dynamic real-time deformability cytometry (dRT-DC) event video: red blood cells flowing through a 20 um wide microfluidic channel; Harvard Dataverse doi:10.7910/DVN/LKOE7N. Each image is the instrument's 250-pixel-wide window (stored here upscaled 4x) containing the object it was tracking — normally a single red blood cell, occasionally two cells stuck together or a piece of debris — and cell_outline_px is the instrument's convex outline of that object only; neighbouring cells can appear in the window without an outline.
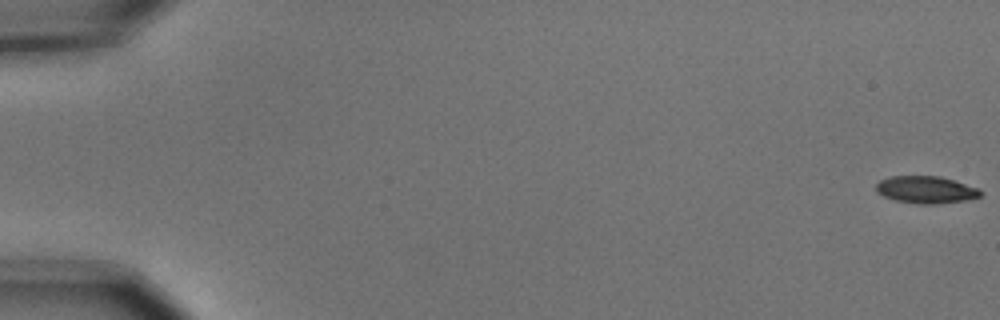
{"species": "common noctule bat (a hibernating species)", "species_latin": "Nyctalus noctula", "temperature_condition": "cold", "stored_images_in_passage": 5, "camera_frame_rate_fps": 3000, "um_per_image_px": 0.085, "animal": {"sex": "male", "body_mass_g": 15.6}, "frame": {"image": 1, "passage_image": 1, "time_ms": 0.0, "image_size_px": [1000, 320], "cell_outline_px": [[984, 192], [980, 196], [964, 200], [936, 204], [916, 204], [896, 200], [884, 196], [876, 192], [876, 184], [880, 180], [888, 176], [940, 176], [980, 188]], "centroid_in_image_um": [78.71, 16.12], "position_along_channel_um": 6.3, "area_um2": 16.65}}
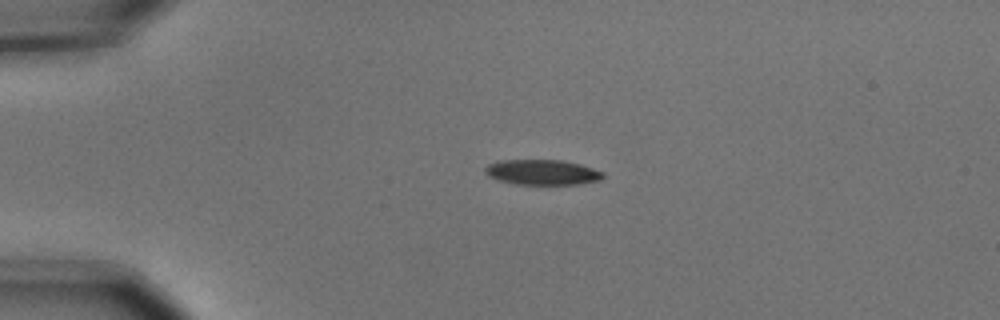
{"frame": {"image": 2, "passage_image": 4, "time_ms": 1.0, "image_size_px": [1000, 320], "cell_outline_px": [[604, 176], [600, 180], [576, 184], [516, 184], [500, 180], [488, 176], [484, 172], [484, 168], [488, 164], [500, 160], [560, 160], [580, 164], [604, 172]], "centroid_in_image_um": [46.08, 14.63], "position_along_channel_um": 38.9, "area_um2": 17.22}}